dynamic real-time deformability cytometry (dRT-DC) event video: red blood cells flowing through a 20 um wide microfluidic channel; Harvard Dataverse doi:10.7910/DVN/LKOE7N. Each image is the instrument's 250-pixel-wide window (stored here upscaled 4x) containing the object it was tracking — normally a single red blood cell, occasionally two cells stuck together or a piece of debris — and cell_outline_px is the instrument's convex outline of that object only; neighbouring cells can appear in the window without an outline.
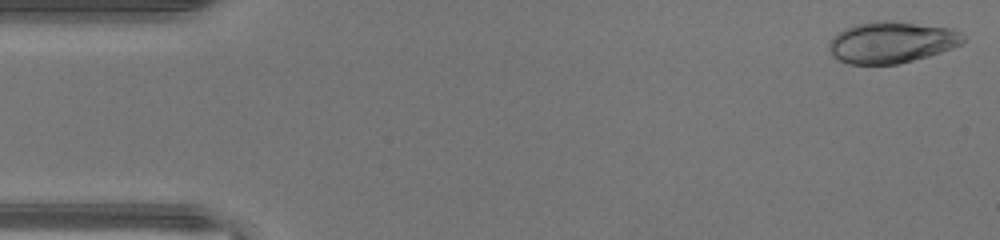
{"species": "human", "species_latin": "Homo sapiens", "temperature_condition": "warm", "stored_images_in_passage": 45, "camera_frame_rate_fps": 3000, "um_per_image_px": 0.085, "donor": {"sex": "male"}, "frame": {"image": 1, "passage_image": 1, "time_ms": 0.0, "image_size_px": [1000, 240], "cell_outline_px": [[964, 40], [960, 44], [952, 48], [928, 56], [896, 64], [848, 64], [832, 56], [828, 48], [828, 44], [832, 36], [836, 32], [844, 28], [856, 24], [876, 20], [892, 20], [952, 28], [960, 32], [964, 36]], "centroid_in_image_um": [75.74, 3.58], "position_along_channel_um": 9.3, "area_um2": 32.66}}
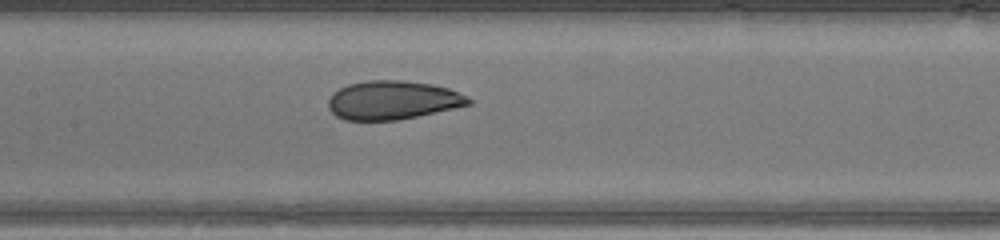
{"frame": {"image": 2, "passage_image": 21, "time_ms": 6.667, "image_size_px": [1000, 240], "cell_outline_px": [[472, 104], [416, 116], [396, 120], [344, 120], [336, 116], [328, 108], [328, 100], [332, 92], [348, 84], [368, 80], [404, 80], [432, 84], [448, 88], [468, 96], [472, 100]], "centroid_in_image_um": [33.36, 8.5], "position_along_channel_um": 174.0, "area_um2": 31.67}}
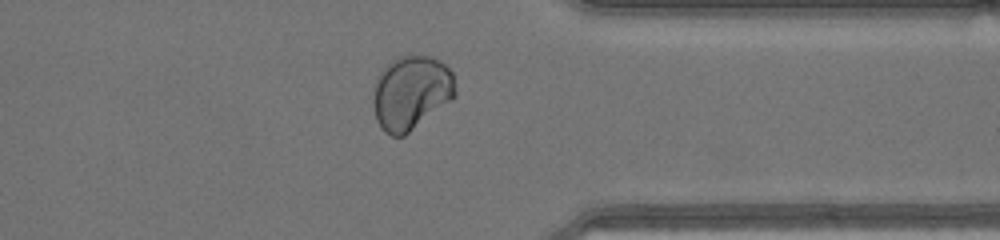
{"frame": {"image": 3, "passage_image": 35, "time_ms": 11.333, "image_size_px": [1000, 240], "cell_outline_px": [[456, 96], [404, 136], [392, 136], [384, 132], [380, 128], [376, 120], [372, 104], [372, 100], [376, 84], [380, 72], [392, 60], [400, 56], [432, 56], [440, 60], [452, 72], [456, 92]], "centroid_in_image_um": [34.94, 7.89], "position_along_channel_um": 376.5, "area_um2": 35.32}, "authors_computed_cell_mechanics": {"area_um2": 32.368, "velocity_mm_per_s": 4.5027, "shape_relaxation_time_tau1_ms": 9.1955, "shape_relaxation_time_tau2_ms": null, "deformation_change_tau1": 0.2463, "deformation_change_tau2": null}}